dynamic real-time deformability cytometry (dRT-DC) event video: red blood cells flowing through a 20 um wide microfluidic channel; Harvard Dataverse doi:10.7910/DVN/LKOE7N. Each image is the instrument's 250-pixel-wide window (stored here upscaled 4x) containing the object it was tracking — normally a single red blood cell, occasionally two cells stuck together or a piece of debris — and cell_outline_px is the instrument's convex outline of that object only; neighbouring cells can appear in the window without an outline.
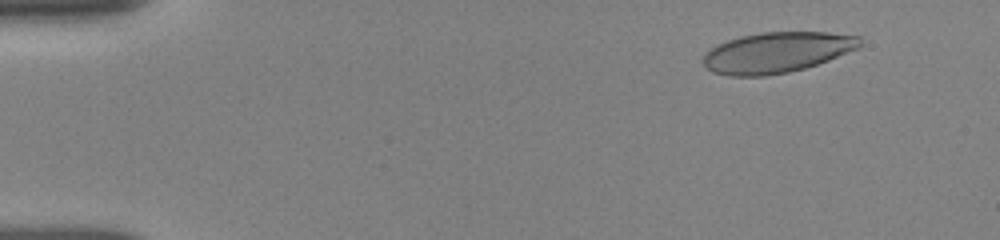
{"species": "human", "species_latin": "Homo sapiens", "temperature_condition": "room temperature", "stored_images_in_passage": 66, "camera_frame_rate_fps": 3000, "um_per_image_px": 0.085, "donor": {"sex": "female"}, "frame": {"image": 1, "passage_image": 10, "time_ms": 1.667, "image_size_px": [1000, 240], "cell_outline_px": [[860, 48], [828, 60], [804, 68], [788, 72], [764, 76], [728, 76], [712, 72], [700, 60], [704, 52], [728, 40], [740, 36], [760, 32], [828, 32], [860, 36]], "centroid_in_image_um": [66.01, 4.45], "position_along_channel_um": 19.0, "area_um2": 37.17}}
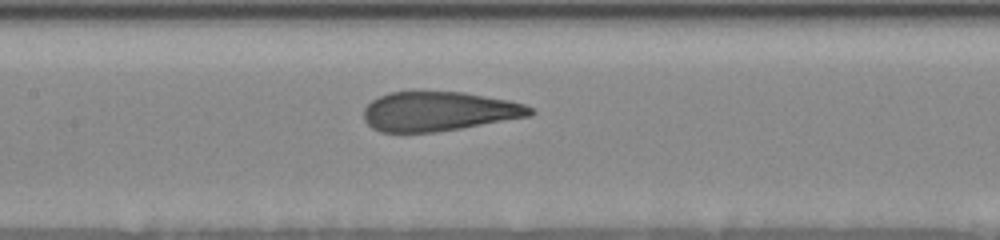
{"frame": {"image": 2, "passage_image": 39, "time_ms": 8.333, "image_size_px": [1000, 240], "cell_outline_px": [[536, 112], [532, 116], [436, 132], [380, 132], [372, 128], [364, 120], [364, 108], [372, 100], [388, 92], [464, 92], [508, 100], [524, 104], [532, 108]], "centroid_in_image_um": [37.31, 9.47], "position_along_channel_um": 170.1, "area_um2": 38.15}}
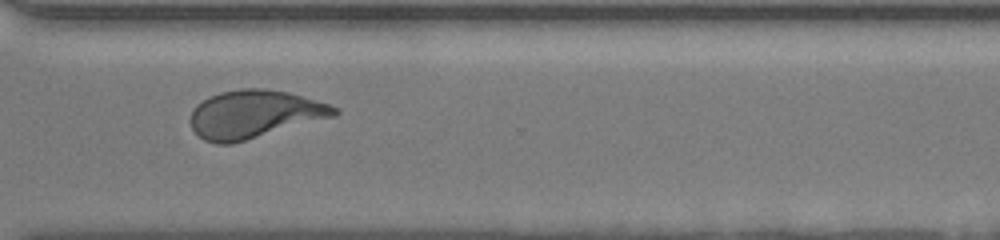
{"frame": {"image": 3, "passage_image": 65, "time_ms": 13.0, "image_size_px": [1000, 240], "cell_outline_px": [[340, 112], [336, 116], [232, 144], [216, 144], [204, 140], [192, 128], [192, 108], [196, 104], [208, 96], [220, 92], [240, 88], [260, 88], [288, 92], [332, 104]], "centroid_in_image_um": [21.64, 9.7], "position_along_channel_um": 349.0, "area_um2": 40.34}}